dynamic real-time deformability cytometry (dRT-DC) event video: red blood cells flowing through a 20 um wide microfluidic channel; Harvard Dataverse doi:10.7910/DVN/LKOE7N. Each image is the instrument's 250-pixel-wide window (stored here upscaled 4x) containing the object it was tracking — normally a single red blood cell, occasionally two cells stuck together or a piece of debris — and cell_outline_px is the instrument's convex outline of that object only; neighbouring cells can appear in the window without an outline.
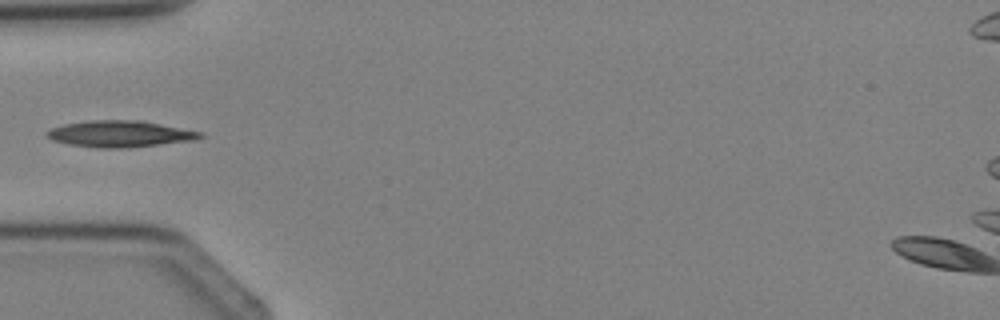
{"species": "Egyptian fruit bat (a non-hibernating species)", "species_latin": "Rousettus aegyptiacus", "temperature_condition": "cold", "stored_images_in_passage": 3, "camera_frame_rate_fps": 3000, "um_per_image_px": 0.085, "animal": {"sex": "female"}, "frame": {"image": 1, "passage_image": 3, "time_ms": 2.333, "image_size_px": [1000, 320], "cell_outline_px": [[204, 136], [196, 140], [128, 148], [100, 148], [72, 144], [52, 140], [44, 136], [44, 132], [52, 128], [64, 124], [92, 120], [140, 120], [204, 132]], "centroid_in_image_um": [10.22, 11.38], "position_along_channel_um": 74.8, "area_um2": 23.7}}